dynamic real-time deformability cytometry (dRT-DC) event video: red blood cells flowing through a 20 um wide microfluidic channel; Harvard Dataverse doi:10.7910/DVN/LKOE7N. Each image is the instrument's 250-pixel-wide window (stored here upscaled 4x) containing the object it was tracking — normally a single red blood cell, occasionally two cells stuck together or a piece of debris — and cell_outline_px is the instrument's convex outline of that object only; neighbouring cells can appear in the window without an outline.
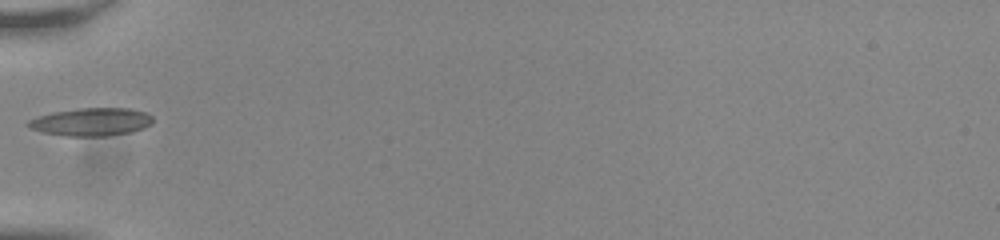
{"species": "common noctule bat (a hibernating species)", "species_latin": "Nyctalus noctula", "temperature_condition": "room temperature", "stored_images_in_passage": 32, "camera_frame_rate_fps": 3000, "um_per_image_px": 0.085, "animal": {"sex": "male", "body_mass_g": 20.0, "forearm_length_mm": 53.3}, "frame": {"image": 1, "passage_image": 1, "time_ms": 0.0, "image_size_px": [1000, 240], "cell_outline_px": [[152, 124], [144, 128], [128, 132], [108, 136], [64, 136], [44, 132], [32, 128], [24, 124], [28, 120], [52, 112], [80, 108], [132, 108], [148, 112], [152, 116]], "centroid_in_image_um": [7.8, 10.35], "position_along_channel_um": 77.2, "area_um2": 20.35}}
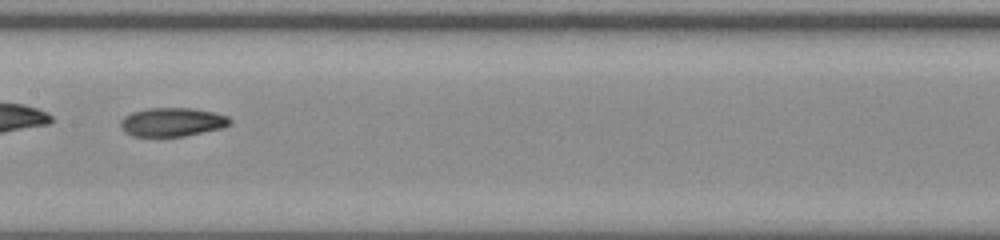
{"frame": {"image": 2, "passage_image": 10, "time_ms": 3.0, "image_size_px": [1000, 240], "cell_outline_px": [[232, 120], [224, 128], [184, 136], [132, 136], [120, 124], [120, 120], [124, 116], [132, 112], [148, 108], [192, 108], [216, 112], [228, 116]], "centroid_in_image_um": [14.69, 10.36], "position_along_channel_um": 192.7, "area_um2": 18.26}, "authors_computed_cell_mechanics": {"area_um2": 18.207, "velocity_mm_per_s": 3.8308, "shape_relaxation_time_tau1_ms": null, "shape_relaxation_time_tau2_ms": 3.1509, "deformation_change_tau1": null, "deformation_change_tau2": 0.0897}}